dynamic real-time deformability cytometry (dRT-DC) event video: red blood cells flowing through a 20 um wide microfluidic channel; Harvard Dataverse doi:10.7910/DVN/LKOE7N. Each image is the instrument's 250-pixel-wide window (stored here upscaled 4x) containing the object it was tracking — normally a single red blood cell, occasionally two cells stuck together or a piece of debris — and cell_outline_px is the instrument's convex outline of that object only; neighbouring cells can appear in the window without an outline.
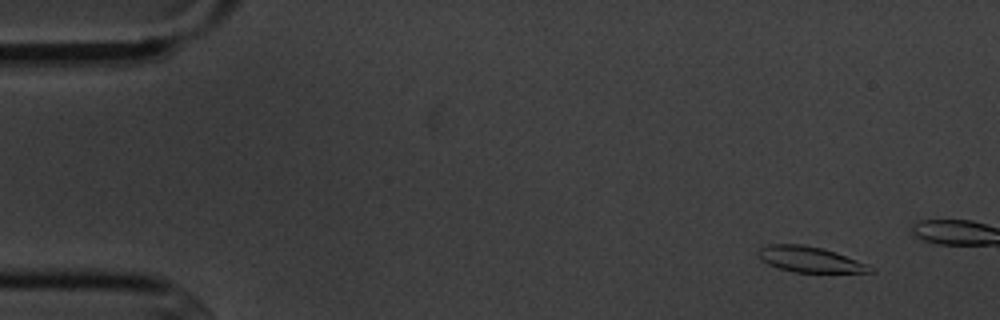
{"species": "common noctule bat (a hibernating species)", "species_latin": "Nyctalus noctula", "temperature_condition": "cold", "stored_images_in_passage": 4, "camera_frame_rate_fps": 3000, "um_per_image_px": 0.085, "animal": {"sex": "male", "body_mass_g": 20.1, "forearm_length_mm": 53.5}, "frame": {"image": 1, "passage_image": 2, "time_ms": 1.0, "image_size_px": [1000, 320], "cell_outline_px": [[876, 272], [796, 272], [780, 268], [768, 264], [760, 260], [756, 252], [760, 248], [772, 244], [804, 244], [824, 248], [836, 252], [868, 264], [876, 268]], "centroid_in_image_um": [68.87, 22.04], "position_along_channel_um": 16.1, "area_um2": 16.82}}